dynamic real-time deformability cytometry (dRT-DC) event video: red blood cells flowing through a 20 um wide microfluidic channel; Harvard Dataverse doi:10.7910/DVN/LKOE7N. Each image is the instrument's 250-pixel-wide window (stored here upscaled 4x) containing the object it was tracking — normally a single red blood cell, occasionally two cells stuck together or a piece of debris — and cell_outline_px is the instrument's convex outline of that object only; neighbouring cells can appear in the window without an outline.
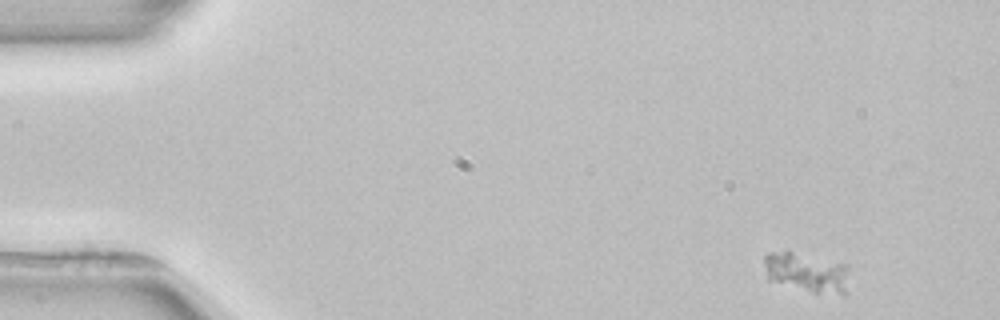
{"species": "common noctule bat (a hibernating species)", "species_latin": "Nyctalus noctula", "temperature_condition": "room temperature", "stored_images_in_passage": 4, "camera_frame_rate_fps": 3000, "um_per_image_px": 0.085, "animal": {"sex": "female", "body_mass_g": 22.7, "forearm_length_mm": 54.2}, "frame": {"image": 1, "passage_image": 1, "time_ms": 0.0, "image_size_px": [1000, 320], "cell_outline_px": [[848, 292], [844, 296], [812, 292], [768, 280], [764, 264], [764, 256], [768, 252], [788, 248], [844, 264], [848, 268]], "centroid_in_image_um": [68.57, 23.12], "position_along_channel_um": 16.4, "area_um2": 20.52}}
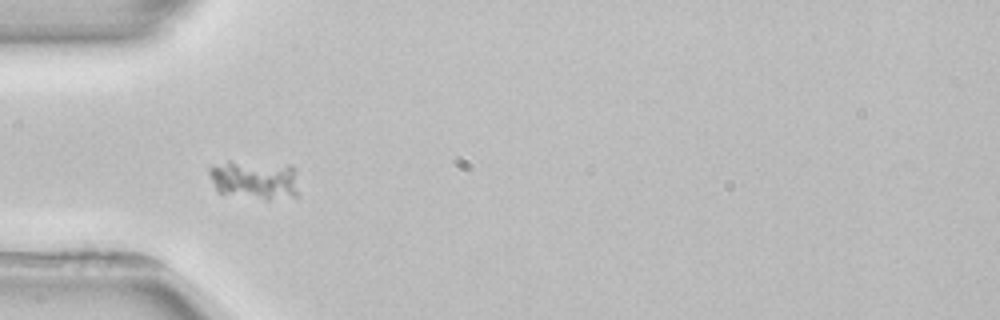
{"frame": {"image": 2, "passage_image": 3, "time_ms": 4.0, "image_size_px": [1000, 320], "cell_outline_px": [[300, 196], [268, 200], [216, 192], [208, 172], [208, 168], [212, 164], [228, 160], [292, 164], [296, 168]], "centroid_in_image_um": [21.69, 15.25], "position_along_channel_um": 63.3, "area_um2": 21.44}}